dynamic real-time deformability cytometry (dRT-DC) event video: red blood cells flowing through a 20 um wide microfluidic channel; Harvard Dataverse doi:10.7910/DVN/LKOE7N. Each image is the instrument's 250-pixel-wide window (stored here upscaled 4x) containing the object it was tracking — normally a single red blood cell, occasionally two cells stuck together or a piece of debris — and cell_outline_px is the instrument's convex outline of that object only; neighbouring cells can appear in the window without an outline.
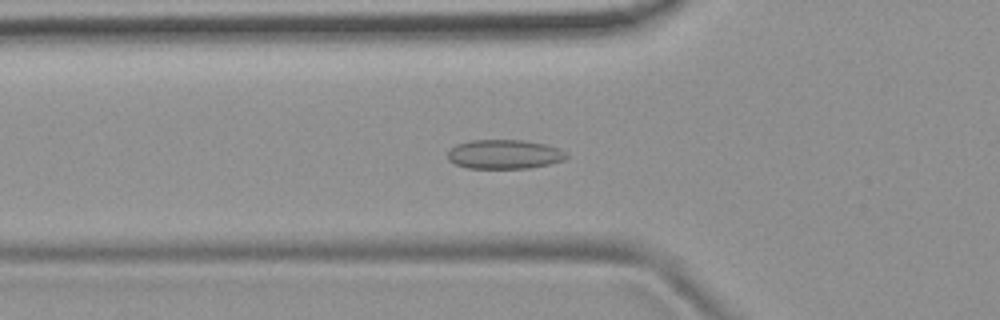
{"species": "common noctule bat (a hibernating species)", "species_latin": "Nyctalus noctula", "temperature_condition": "room temperature", "stored_images_in_passage": 53, "camera_frame_rate_fps": 3000, "um_per_image_px": 0.085, "animal": {"sex": "female", "body_mass_g": 19.9}, "frame": {"image": 1, "passage_image": 18, "time_ms": 5.667, "image_size_px": [1000, 320], "cell_outline_px": [[568, 156], [564, 160], [548, 164], [528, 168], [468, 168], [456, 164], [448, 160], [448, 152], [456, 144], [468, 140], [524, 140], [544, 144], [560, 148]], "centroid_in_image_um": [42.86, 13.1], "position_along_channel_um": 82.9, "area_um2": 20.17}}
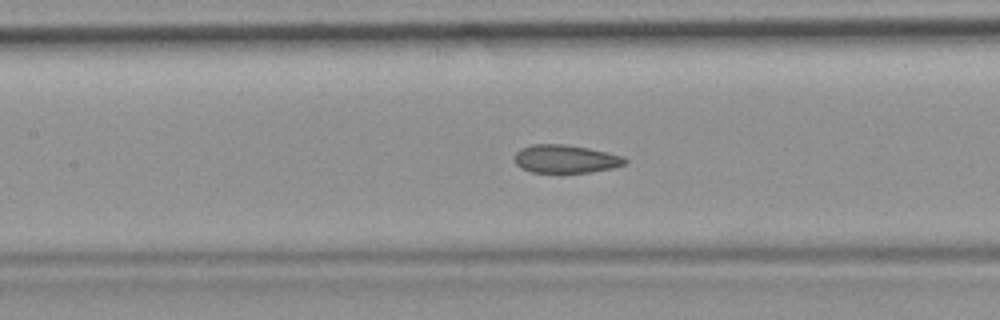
{"frame": {"image": 2, "passage_image": 24, "time_ms": 7.667, "image_size_px": [1000, 320], "cell_outline_px": [[628, 160], [624, 164], [612, 168], [592, 172], [532, 172], [520, 168], [516, 164], [516, 152], [520, 148], [532, 144], [564, 144], [588, 148], [608, 152], [624, 156]], "centroid_in_image_um": [48.09, 13.5], "position_along_channel_um": 159.3, "area_um2": 18.09}}
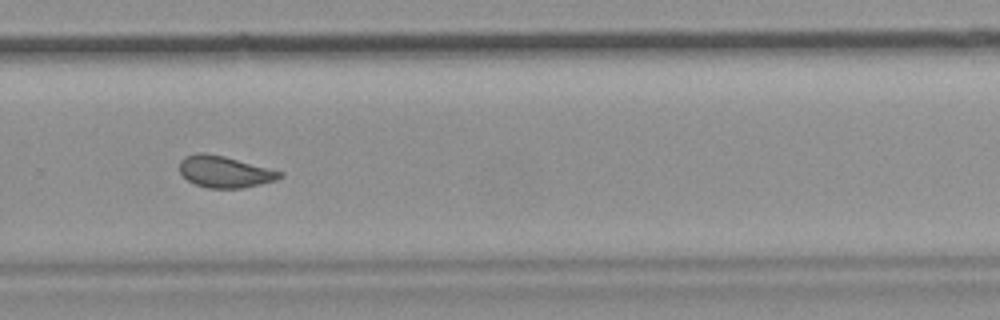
{"frame": {"image": 3, "passage_image": 36, "time_ms": 11.667, "image_size_px": [1000, 320], "cell_outline_px": [[284, 176], [276, 180], [244, 188], [208, 188], [196, 184], [188, 180], [180, 172], [180, 160], [184, 156], [196, 152], [204, 152], [224, 156], [284, 172]], "centroid_in_image_um": [19.1, 14.59], "position_along_channel_um": 310.7, "area_um2": 18.5}, "authors_computed_cell_mechanics": {"area_um2": 19.0162, "velocity_mm_per_s": 3.8005, "shape_relaxation_time_tau1_ms": null, "shape_relaxation_time_tau2_ms": 1.4814, "deformation_change_tau1": null, "deformation_change_tau2": 0.0572}}